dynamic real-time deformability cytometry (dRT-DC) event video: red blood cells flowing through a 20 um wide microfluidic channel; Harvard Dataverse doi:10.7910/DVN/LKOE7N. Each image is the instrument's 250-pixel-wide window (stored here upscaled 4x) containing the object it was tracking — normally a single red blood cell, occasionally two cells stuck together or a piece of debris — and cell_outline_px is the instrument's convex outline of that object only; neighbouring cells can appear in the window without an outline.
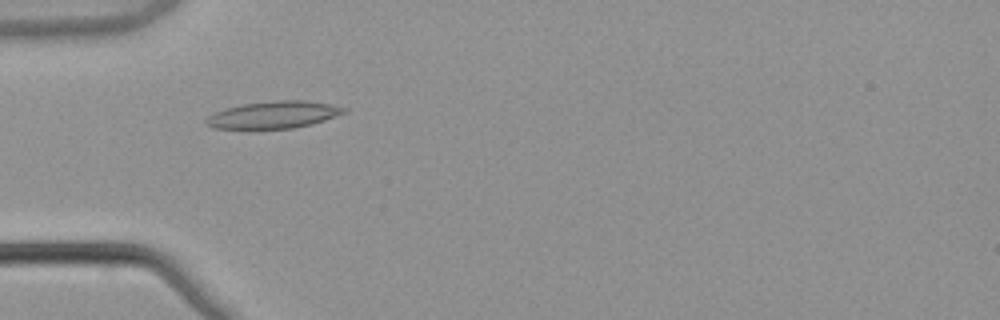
{"species": "common noctule bat (a hibernating species)", "species_latin": "Nyctalus noctula", "temperature_condition": "warm", "stored_images_in_passage": 2, "camera_frame_rate_fps": 3000, "um_per_image_px": 0.085, "animal": {"sex": "male", "body_mass_g": 21.5, "forearm_length_mm": 52.0}, "frame": {"image": 1, "passage_image": 1, "time_ms": 0.0, "image_size_px": [1000, 320], "cell_outline_px": [[348, 112], [312, 124], [296, 128], [252, 132], [248, 132], [212, 128], [204, 124], [204, 120], [208, 116], [224, 108], [240, 104], [276, 100], [304, 100], [332, 104], [348, 108]], "centroid_in_image_um": [23.17, 9.81], "position_along_channel_um": 61.8, "area_um2": 23.24}}
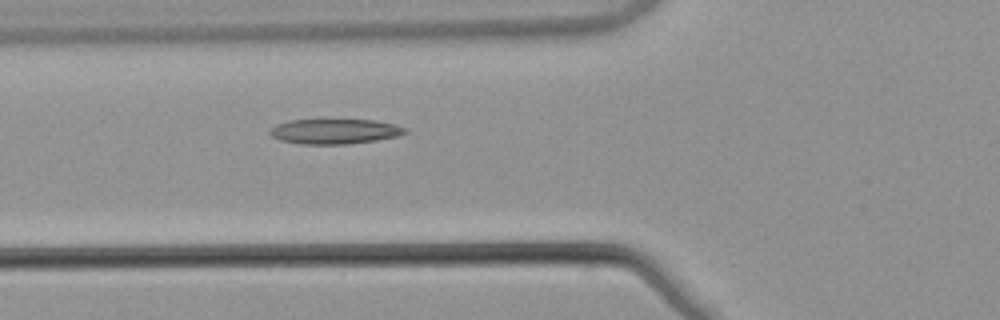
{"frame": {"image": 2, "passage_image": 2, "time_ms": 0.333, "image_size_px": [1000, 320], "cell_outline_px": [[408, 132], [396, 136], [376, 140], [348, 144], [300, 144], [280, 140], [272, 136], [268, 132], [276, 124], [288, 120], [320, 116], [324, 116], [376, 120], [396, 124], [408, 128]], "centroid_in_image_um": [28.43, 11.1], "position_along_channel_um": 97.4, "area_um2": 21.1}}